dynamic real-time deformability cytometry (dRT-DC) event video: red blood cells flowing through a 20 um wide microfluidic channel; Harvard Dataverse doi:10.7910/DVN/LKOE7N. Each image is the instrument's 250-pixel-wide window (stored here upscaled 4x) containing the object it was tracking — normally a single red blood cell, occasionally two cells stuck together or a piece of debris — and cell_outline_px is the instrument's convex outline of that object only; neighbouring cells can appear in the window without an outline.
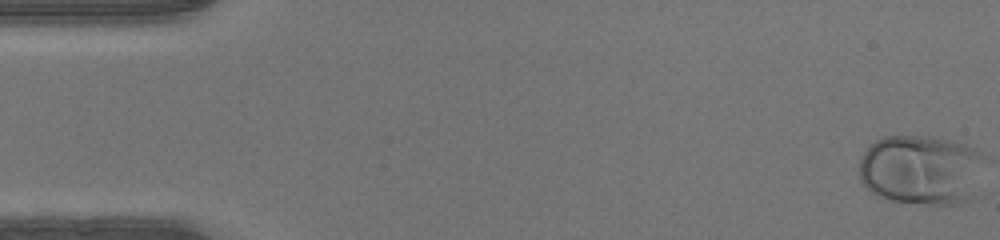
{"species": "human", "species_latin": "Homo sapiens", "temperature_condition": "warm", "stored_images_in_passage": 48, "camera_frame_rate_fps": 3000, "um_per_image_px": 0.085, "donor": {"sex": "male"}, "frame": {"image": 1, "passage_image": 1, "time_ms": 0.0, "image_size_px": [1000, 240], "cell_outline_px": [[984, 156], [964, 200], [956, 204], [928, 204], [892, 200], [876, 196], [860, 180], [860, 156], [876, 140], [884, 136], [932, 136], [964, 144], [976, 148]], "centroid_in_image_um": [78.17, 14.39], "position_along_channel_um": 6.8, "area_um2": 49.77}}
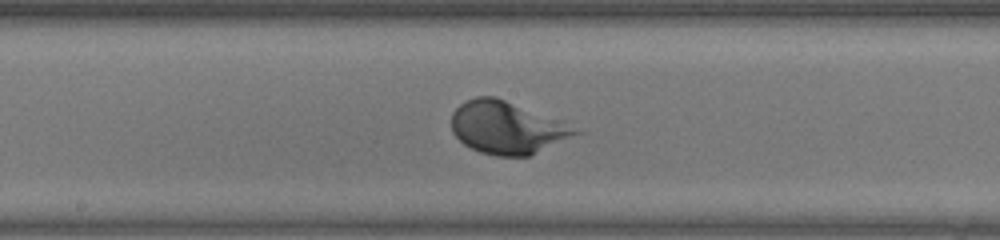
{"frame": {"image": 2, "passage_image": 25, "time_ms": 8.0, "image_size_px": [1000, 240], "cell_outline_px": [[580, 132], [528, 156], [496, 156], [480, 152], [464, 144], [452, 132], [452, 112], [464, 100], [476, 96], [496, 96]], "centroid_in_image_um": [42.92, 10.85], "position_along_channel_um": 205.3, "area_um2": 36.3}}
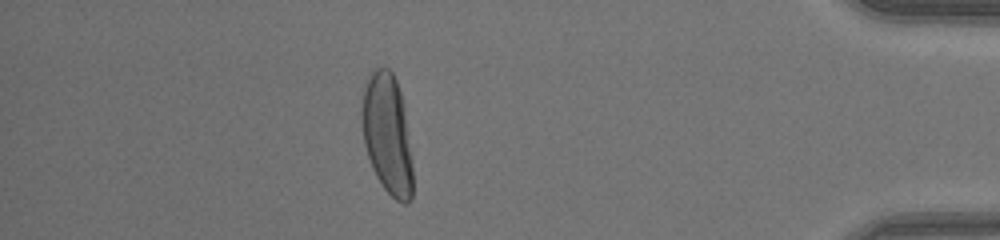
{"frame": {"image": 3, "passage_image": 42, "time_ms": 13.667, "image_size_px": [1000, 240], "cell_outline_px": [[412, 200], [408, 204], [404, 204], [396, 200], [384, 188], [376, 176], [372, 168], [364, 144], [360, 112], [364, 84], [368, 76], [376, 68], [388, 68], [392, 72], [396, 80], [404, 104], [412, 160]], "centroid_in_image_um": [32.91, 11.4], "position_along_channel_um": 402.3, "area_um2": 36.07}}